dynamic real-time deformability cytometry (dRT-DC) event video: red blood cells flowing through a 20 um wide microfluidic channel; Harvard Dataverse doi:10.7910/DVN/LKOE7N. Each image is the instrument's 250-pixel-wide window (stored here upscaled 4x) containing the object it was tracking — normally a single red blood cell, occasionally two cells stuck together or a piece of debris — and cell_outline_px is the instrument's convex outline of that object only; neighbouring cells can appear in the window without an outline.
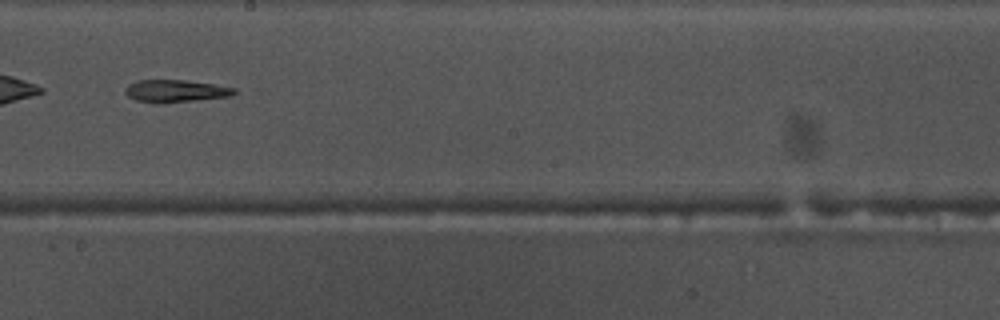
{"species": "common noctule bat (a hibernating species)", "species_latin": "Nyctalus noctula", "temperature_condition": "warm", "stored_images_in_passage": 52, "segment_of_instrument_passage": [2, 2], "camera_frame_rate_fps": 3000, "um_per_image_px": 0.085, "animal": {"sex": "male", "body_mass_g": 17.5, "forearm_length_mm": 52.3}, "frame": {"image": 1, "passage_image": 30, "time_ms": 9.667, "image_size_px": [1000, 320], "cell_outline_px": [[240, 92], [228, 96], [192, 100], [136, 100], [128, 96], [124, 92], [124, 88], [128, 84], [136, 80], [184, 80], [216, 84], [236, 88]], "centroid_in_image_um": [14.97, 7.67], "position_along_channel_um": 233.2, "area_um2": 13.53}}
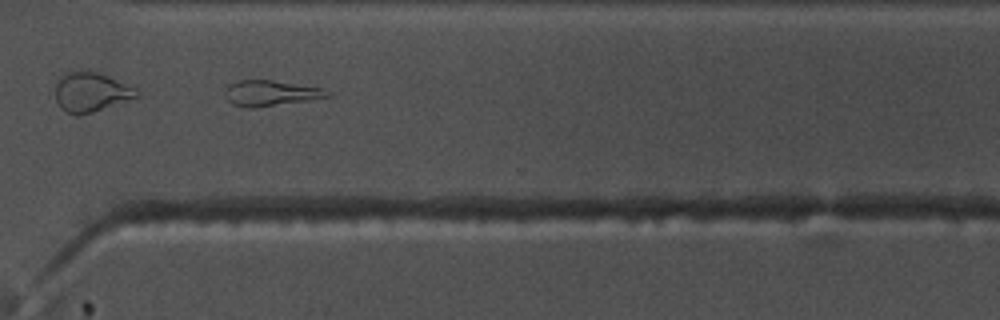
{"frame": {"image": 2, "passage_image": 39, "time_ms": 12.667, "image_size_px": [1000, 320], "cell_outline_px": [[332, 96], [312, 100], [252, 108], [248, 108], [232, 104], [224, 96], [224, 92], [228, 84], [236, 80], [272, 80], [324, 88], [332, 92]], "centroid_in_image_um": [23.03, 7.91], "position_along_channel_um": 347.6, "area_um2": 15.55}}
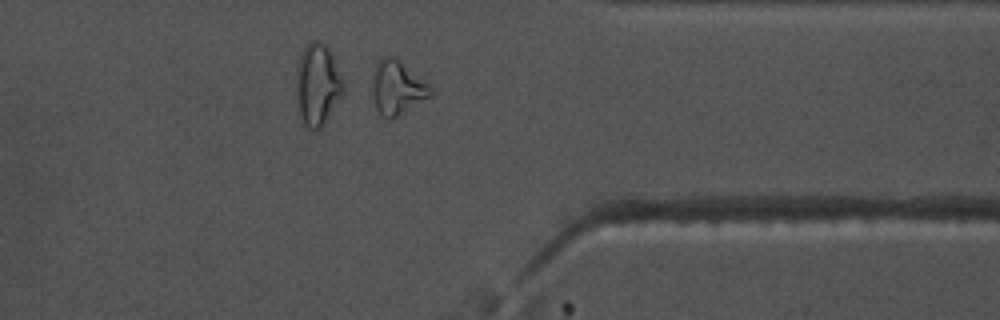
{"frame": {"image": 3, "passage_image": 42, "time_ms": 13.667, "image_size_px": [1000, 320], "cell_outline_px": [[432, 96], [392, 120], [388, 120], [376, 108], [372, 88], [372, 72], [376, 64], [384, 56], [392, 56], [428, 84], [432, 88]], "centroid_in_image_um": [33.75, 7.49], "position_along_channel_um": 377.6, "area_um2": 18.03}}